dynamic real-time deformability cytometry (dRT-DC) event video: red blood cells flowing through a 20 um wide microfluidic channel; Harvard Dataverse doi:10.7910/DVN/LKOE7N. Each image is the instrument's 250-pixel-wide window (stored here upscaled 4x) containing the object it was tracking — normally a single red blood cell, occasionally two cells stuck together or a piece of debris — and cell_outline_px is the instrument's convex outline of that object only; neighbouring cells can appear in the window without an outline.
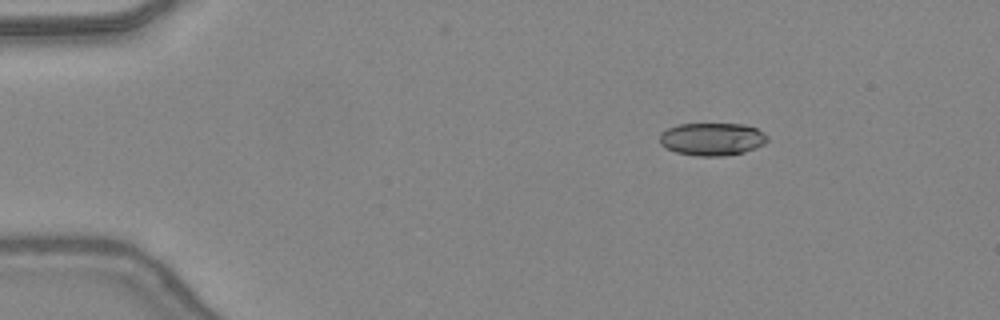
{"species": "common noctule bat (a hibernating species)", "species_latin": "Nyctalus noctula", "temperature_condition": "warm", "stored_images_in_passage": 42, "camera_frame_rate_fps": 3000, "um_per_image_px": 0.085, "animal": {"sex": "female", "body_mass_g": 24.6, "forearm_length_mm": 56.2}, "frame": {"image": 1, "passage_image": 2, "time_ms": 0.333, "image_size_px": [1000, 320], "cell_outline_px": [[768, 140], [764, 144], [756, 148], [744, 152], [724, 156], [696, 156], [676, 152], [660, 144], [660, 132], [676, 124], [744, 124], [756, 128], [764, 132], [768, 136]], "centroid_in_image_um": [60.54, 11.82], "position_along_channel_um": 24.5, "area_um2": 20.69}}
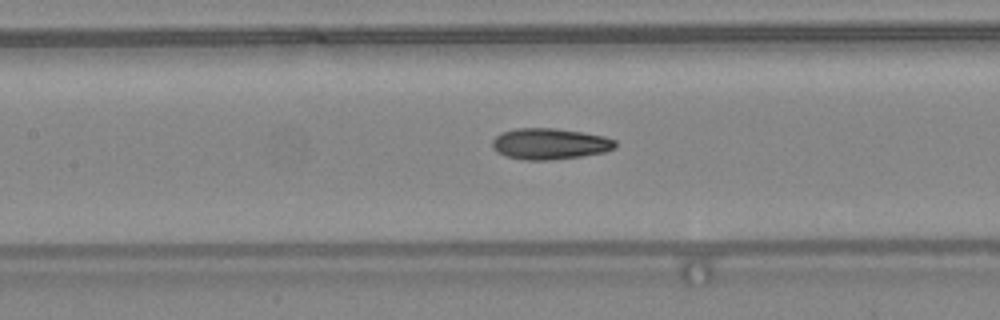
{"frame": {"image": 2, "passage_image": 17, "time_ms": 5.333, "image_size_px": [1000, 320], "cell_outline_px": [[616, 148], [604, 152], [580, 156], [548, 160], [528, 160], [504, 156], [496, 152], [492, 144], [492, 140], [496, 136], [504, 132], [516, 128], [556, 128], [584, 132], [604, 136], [616, 140]], "centroid_in_image_um": [46.74, 12.22], "position_along_channel_um": 160.7, "area_um2": 22.31}}
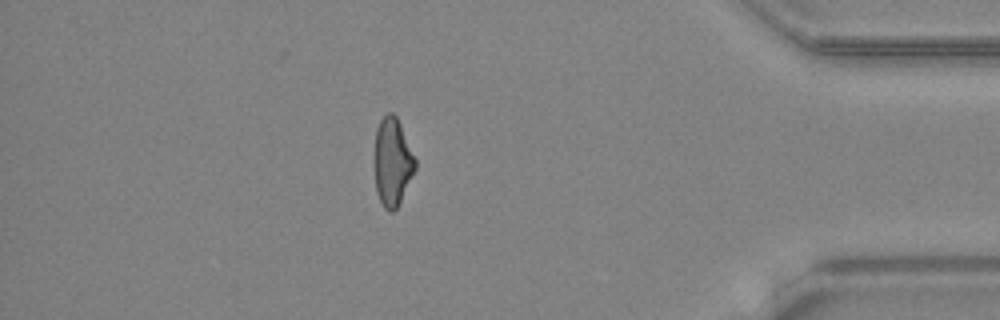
{"frame": {"image": 3, "passage_image": 36, "time_ms": 11.667, "image_size_px": [1000, 320], "cell_outline_px": [[416, 168], [396, 208], [392, 212], [388, 212], [384, 208], [376, 192], [376, 128], [380, 120], [388, 112], [392, 112], [396, 116], [400, 124], [416, 160]], "centroid_in_image_um": [33.37, 13.76], "position_along_channel_um": 401.8, "area_um2": 20.29}, "authors_computed_cell_mechanics": {"area_um2": 21.4438, "velocity_mm_per_s": 4.4145, "shape_relaxation_time_tau1_ms": 10.1301, "shape_relaxation_time_tau2_ms": 1.9129, "deformation_change_tau1": 0.2655, "deformation_change_tau2": 0.0951}}